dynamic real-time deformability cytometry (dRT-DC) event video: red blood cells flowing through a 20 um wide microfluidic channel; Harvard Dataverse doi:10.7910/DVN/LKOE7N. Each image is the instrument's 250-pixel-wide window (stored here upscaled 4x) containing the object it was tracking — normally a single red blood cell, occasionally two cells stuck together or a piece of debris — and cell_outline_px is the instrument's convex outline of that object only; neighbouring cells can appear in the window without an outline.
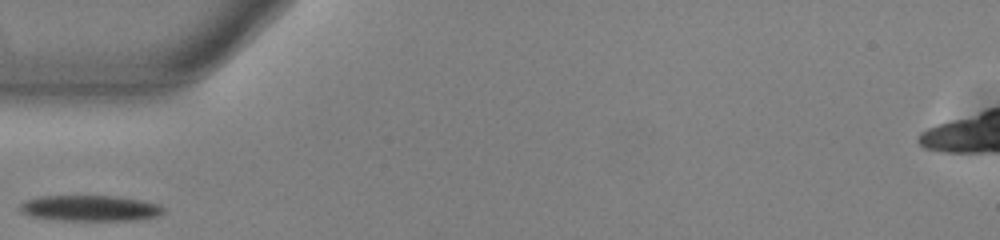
{"species": "common noctule bat (a hibernating species)", "species_latin": "Nyctalus noctula", "temperature_condition": "warm", "stored_images_in_passage": 1, "camera_frame_rate_fps": 3000, "um_per_image_px": 0.085, "animal": {"sex": "male", "body_mass_g": 13.0, "forearm_length_mm": 53.1}, "frame": {"image": 1, "passage_image": 1, "time_ms": 0.0, "image_size_px": [1000, 240], "cell_outline_px": [[164, 212], [156, 216], [136, 220], [56, 220], [28, 216], [20, 212], [20, 204], [24, 200], [44, 196], [112, 196], [140, 200], [160, 204], [164, 208]], "centroid_in_image_um": [7.62, 17.7], "position_along_channel_um": 77.4, "area_um2": 21.56}}